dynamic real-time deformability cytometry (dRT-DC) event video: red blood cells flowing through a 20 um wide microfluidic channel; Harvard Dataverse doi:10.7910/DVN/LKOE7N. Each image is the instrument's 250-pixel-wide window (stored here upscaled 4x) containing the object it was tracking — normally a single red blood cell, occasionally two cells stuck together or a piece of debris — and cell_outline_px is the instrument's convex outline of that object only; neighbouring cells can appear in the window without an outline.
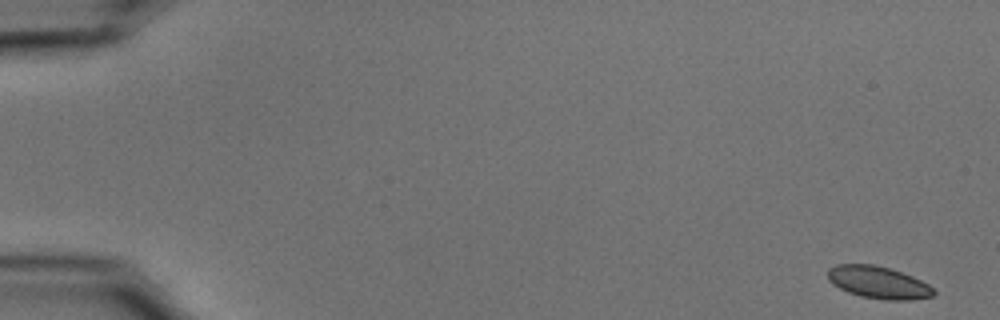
{"species": "common noctule bat (a hibernating species)", "species_latin": "Nyctalus noctula", "temperature_condition": "cold", "stored_images_in_passage": 54, "camera_frame_rate_fps": 3000, "um_per_image_px": 0.085, "animal": {"sex": "male", "body_mass_g": 15.6}, "frame": {"image": 1, "passage_image": 1, "time_ms": 0.0, "image_size_px": [1000, 320], "cell_outline_px": [[936, 292], [932, 296], [912, 300], [884, 300], [860, 296], [848, 292], [832, 284], [828, 280], [828, 268], [836, 264], [872, 264], [888, 268], [912, 276], [928, 284]], "centroid_in_image_um": [74.63, 24.01], "position_along_channel_um": 10.4, "area_um2": 19.88}}
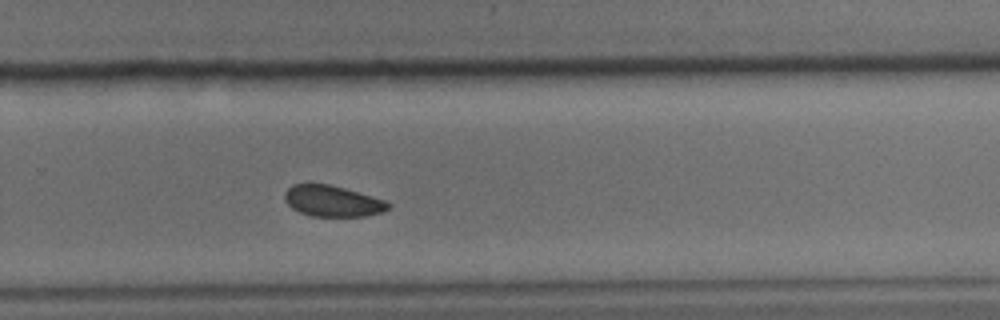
{"frame": {"image": 2, "passage_image": 37, "time_ms": 12.0, "image_size_px": [1000, 320], "cell_outline_px": [[392, 204], [384, 212], [364, 216], [312, 216], [300, 212], [292, 208], [284, 200], [284, 192], [292, 184], [328, 184], [344, 188], [372, 196], [384, 200]], "centroid_in_image_um": [28.25, 17.09], "position_along_channel_um": 301.5, "area_um2": 18.67}}
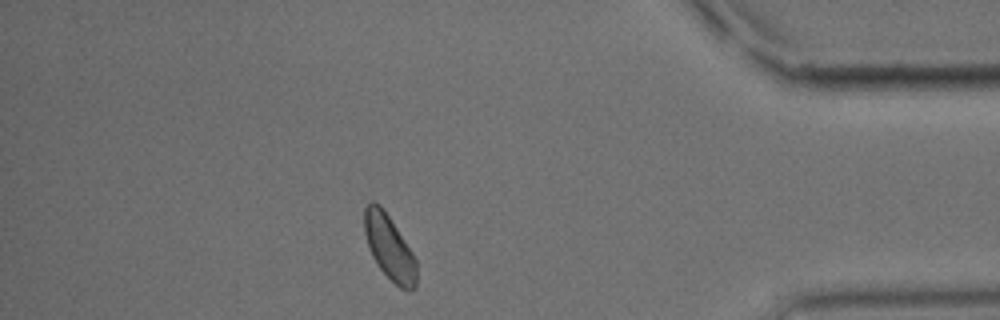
{"frame": {"image": 3, "passage_image": 48, "time_ms": 15.667, "image_size_px": [1000, 320], "cell_outline_px": [[416, 288], [412, 292], [408, 292], [400, 288], [380, 268], [372, 256], [368, 248], [364, 232], [364, 208], [368, 200], [372, 200], [380, 204], [412, 252], [416, 260]], "centroid_in_image_um": [33.08, 21.03], "position_along_channel_um": 402.1, "area_um2": 19.65}}